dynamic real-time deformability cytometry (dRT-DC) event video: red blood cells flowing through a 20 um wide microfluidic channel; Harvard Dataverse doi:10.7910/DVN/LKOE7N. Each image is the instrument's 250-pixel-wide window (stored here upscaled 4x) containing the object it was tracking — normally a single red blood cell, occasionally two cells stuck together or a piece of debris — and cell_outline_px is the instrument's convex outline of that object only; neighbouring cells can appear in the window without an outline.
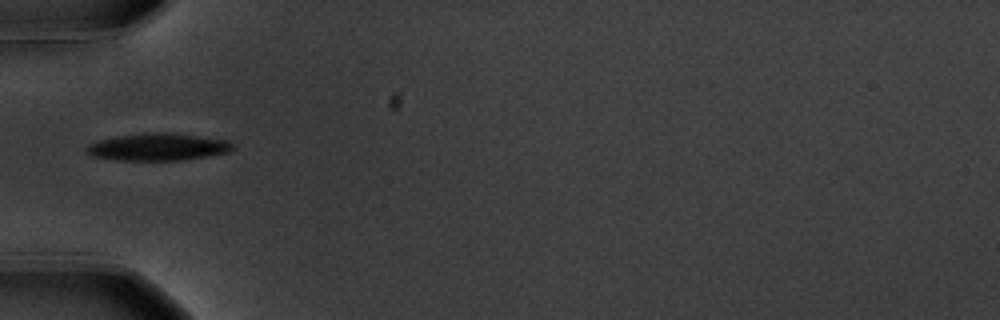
{"species": "common noctule bat (a hibernating species)", "species_latin": "Nyctalus noctula", "temperature_condition": "warm", "stored_images_in_passage": 38, "camera_frame_rate_fps": 3000, "um_per_image_px": 0.085, "animal": {"sex": "male", "body_mass_g": 20.1, "forearm_length_mm": 53.5}, "frame": {"image": 1, "passage_image": 1, "time_ms": 0.0, "image_size_px": [1000, 320], "cell_outline_px": [[236, 148], [232, 152], [180, 160], [120, 160], [92, 156], [84, 148], [88, 144], [100, 140], [120, 136], [152, 132], [156, 132], [196, 136], [228, 140], [236, 144]], "centroid_in_image_um": [13.49, 12.5], "position_along_channel_um": 71.5, "area_um2": 22.95}}
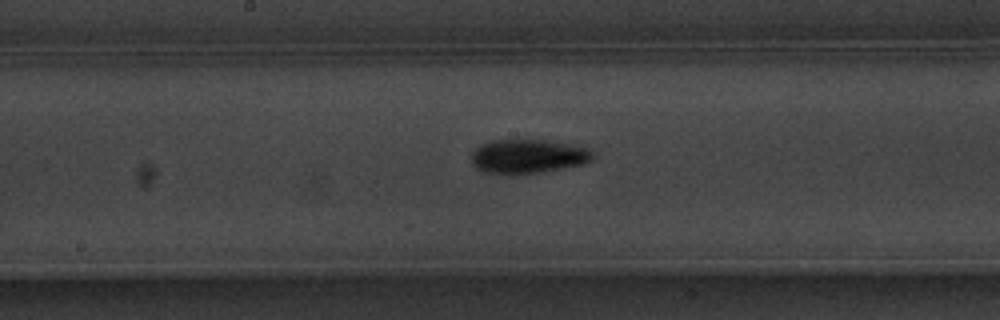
{"frame": {"image": 2, "passage_image": 12, "time_ms": 3.667, "image_size_px": [1000, 320], "cell_outline_px": [[592, 160], [584, 164], [544, 172], [512, 176], [508, 176], [480, 172], [472, 164], [472, 152], [480, 144], [492, 140], [544, 140], [588, 148], [592, 152]], "centroid_in_image_um": [44.81, 13.33], "position_along_channel_um": 203.4, "area_um2": 24.57}}
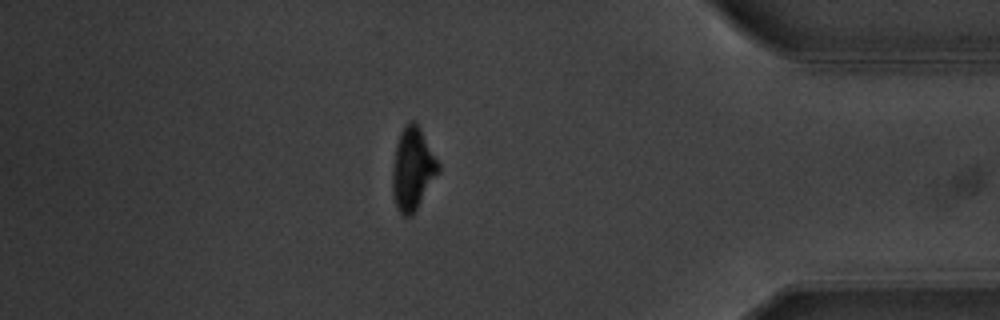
{"frame": {"image": 3, "passage_image": 31, "time_ms": 10.0, "image_size_px": [1000, 320], "cell_outline_px": [[440, 172], [412, 216], [404, 216], [396, 208], [392, 192], [392, 168], [396, 144], [400, 132], [404, 124], [412, 120], [416, 120], [440, 164]], "centroid_in_image_um": [35.08, 14.34], "position_along_channel_um": 400.1, "area_um2": 22.43}, "authors_computed_cell_mechanics": {"area_um2": 22.6576, "velocity_mm_per_s": 3.5791, "shape_relaxation_time_tau1_ms": 2.2466, "shape_relaxation_time_tau2_ms": 10.6255, "deformation_change_tau1": 0.133, "deformation_change_tau2": 0.1585}}